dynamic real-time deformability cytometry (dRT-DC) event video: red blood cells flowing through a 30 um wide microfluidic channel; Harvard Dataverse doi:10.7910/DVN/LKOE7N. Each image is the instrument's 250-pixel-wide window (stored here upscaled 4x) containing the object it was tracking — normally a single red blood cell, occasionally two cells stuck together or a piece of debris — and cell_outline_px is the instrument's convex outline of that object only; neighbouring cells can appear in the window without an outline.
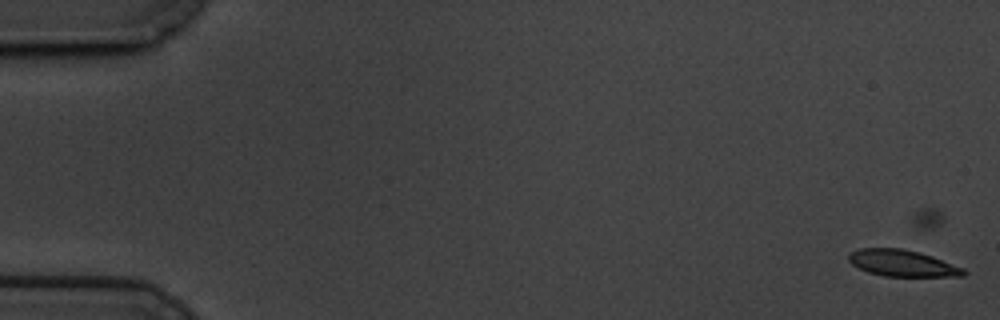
{"species": "common noctule bat (a hibernating species)", "species_latin": "Nyctalus noctula", "temperature_condition": "cold", "stored_images_in_passage": 19, "camera_frame_rate_fps": 3000, "um_per_image_px": 0.085, "animal": {"sex": "male", "body_mass_g": 19.5, "forearm_length_mm": 54.6}, "frame": {"image": 1, "passage_image": 4, "time_ms": 1.0, "image_size_px": [1000, 320], "cell_outline_px": [[968, 272], [964, 276], [884, 276], [868, 272], [852, 264], [848, 260], [848, 256], [852, 252], [860, 248], [900, 248], [920, 252], [932, 256], [964, 268]], "centroid_in_image_um": [76.72, 22.37], "position_along_channel_um": 8.3, "area_um2": 17.69}}